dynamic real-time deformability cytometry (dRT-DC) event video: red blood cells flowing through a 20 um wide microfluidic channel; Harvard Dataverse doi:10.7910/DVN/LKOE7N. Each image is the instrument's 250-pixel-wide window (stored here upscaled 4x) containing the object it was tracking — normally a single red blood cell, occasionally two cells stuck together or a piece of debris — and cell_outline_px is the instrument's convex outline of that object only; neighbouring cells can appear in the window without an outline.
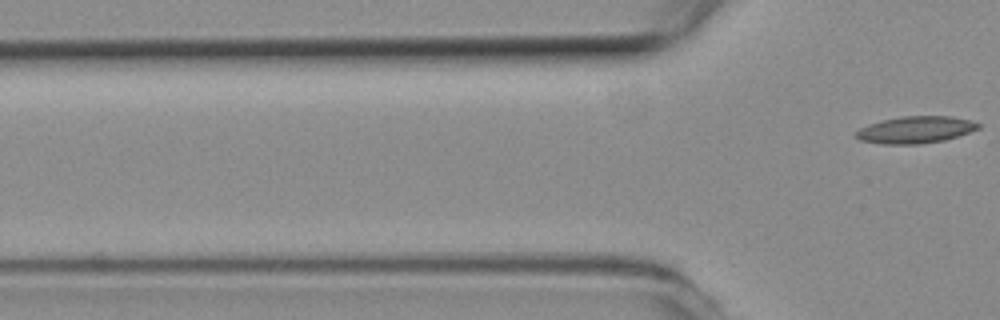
{"species": "common noctule bat (a hibernating species)", "species_latin": "Nyctalus noctula", "temperature_condition": "room temperature", "stored_images_in_passage": 6, "camera_frame_rate_fps": 3000, "um_per_image_px": 0.085, "animal": {"sex": "female", "body_mass_g": 19.3, "forearm_length_mm": 54.1}, "frame": {"image": 1, "passage_image": 6, "time_ms": 1.667, "image_size_px": [1000, 320], "cell_outline_px": [[980, 128], [944, 140], [920, 144], [880, 144], [860, 140], [856, 136], [856, 132], [860, 128], [868, 124], [884, 120], [904, 116], [952, 116], [968, 120], [980, 124]], "centroid_in_image_um": [77.8, 11.03], "position_along_channel_um": 48.0, "area_um2": 18.96}}